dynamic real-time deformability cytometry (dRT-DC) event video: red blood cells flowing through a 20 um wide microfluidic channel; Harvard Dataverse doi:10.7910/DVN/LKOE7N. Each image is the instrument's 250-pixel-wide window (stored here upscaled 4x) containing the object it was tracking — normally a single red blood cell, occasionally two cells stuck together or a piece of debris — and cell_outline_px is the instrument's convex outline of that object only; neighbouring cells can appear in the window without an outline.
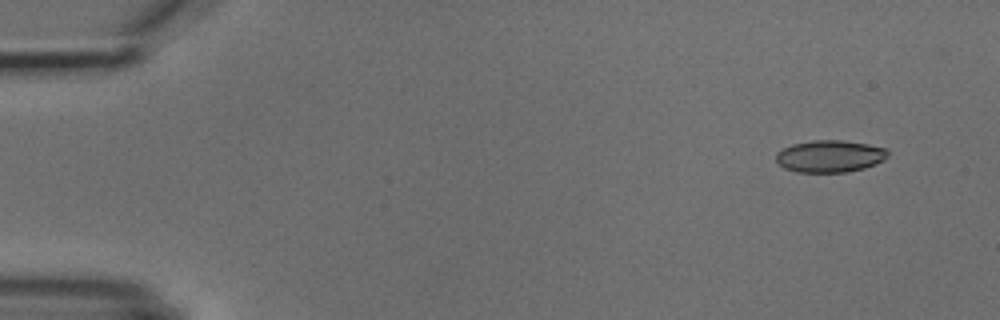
{"species": "common noctule bat (a hibernating species)", "species_latin": "Nyctalus noctula", "temperature_condition": "cold", "stored_images_in_passage": 7, "camera_frame_rate_fps": 3000, "um_per_image_px": 0.085, "animal": {"sex": "male", "body_mass_g": 18.8}, "frame": {"image": 1, "passage_image": 2, "time_ms": 1.0, "image_size_px": [1000, 320], "cell_outline_px": [[888, 156], [884, 160], [876, 164], [864, 168], [848, 172], [796, 172], [784, 168], [776, 160], [776, 152], [792, 144], [812, 140], [844, 140], [868, 144], [884, 148], [888, 152]], "centroid_in_image_um": [70.54, 13.28], "position_along_channel_um": 14.5, "area_um2": 20.98}}
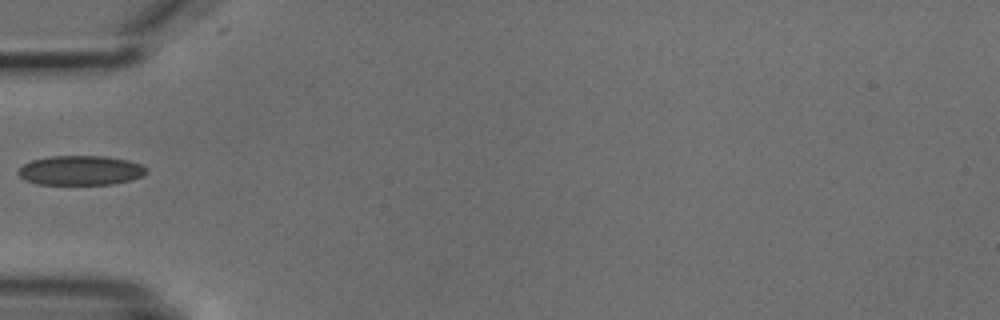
{"frame": {"image": 2, "passage_image": 5, "time_ms": 5.667, "image_size_px": [1000, 320], "cell_outline_px": [[148, 172], [144, 176], [132, 180], [112, 184], [36, 184], [24, 180], [16, 172], [24, 164], [32, 160], [52, 156], [104, 156], [128, 160], [140, 164], [148, 168]], "centroid_in_image_um": [6.88, 14.49], "position_along_channel_um": 78.1, "area_um2": 22.2}}
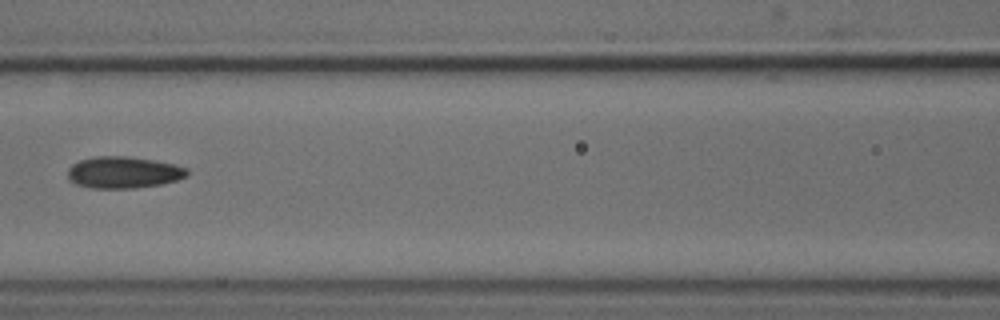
{"frame": {"image": 3, "passage_image": 7, "time_ms": 7.667, "image_size_px": [1000, 320], "cell_outline_px": [[188, 176], [176, 180], [160, 184], [136, 188], [92, 188], [76, 184], [68, 180], [68, 168], [72, 164], [80, 160], [96, 156], [124, 156], [152, 160], [172, 164], [188, 168]], "centroid_in_image_um": [10.47, 14.66], "position_along_channel_um": 156.1, "area_um2": 21.96}}